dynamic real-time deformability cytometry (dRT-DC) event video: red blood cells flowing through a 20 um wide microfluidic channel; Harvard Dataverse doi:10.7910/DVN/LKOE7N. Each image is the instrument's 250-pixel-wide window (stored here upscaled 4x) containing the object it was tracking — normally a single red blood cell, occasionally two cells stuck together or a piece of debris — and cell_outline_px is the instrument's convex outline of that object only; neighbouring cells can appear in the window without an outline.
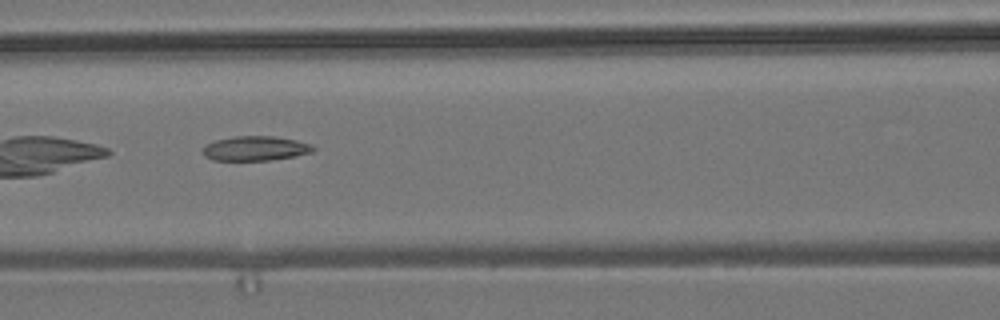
{"species": "common noctule bat (a hibernating species)", "species_latin": "Nyctalus noctula", "temperature_condition": "room temperature", "stored_images_in_passage": 11, "camera_frame_rate_fps": 3000, "um_per_image_px": 0.085, "animal": {"sex": "male", "body_mass_g": 19.2, "forearm_length_mm": 51.8}, "frame": {"image": 1, "passage_image": 7, "time_ms": 7.667, "image_size_px": [1000, 320], "cell_outline_px": [[316, 148], [312, 152], [292, 156], [268, 160], [212, 160], [204, 156], [204, 144], [216, 140], [236, 136], [272, 136], [296, 140], [312, 144]], "centroid_in_image_um": [21.7, 12.61], "position_along_channel_um": 144.9, "area_um2": 15.66}}
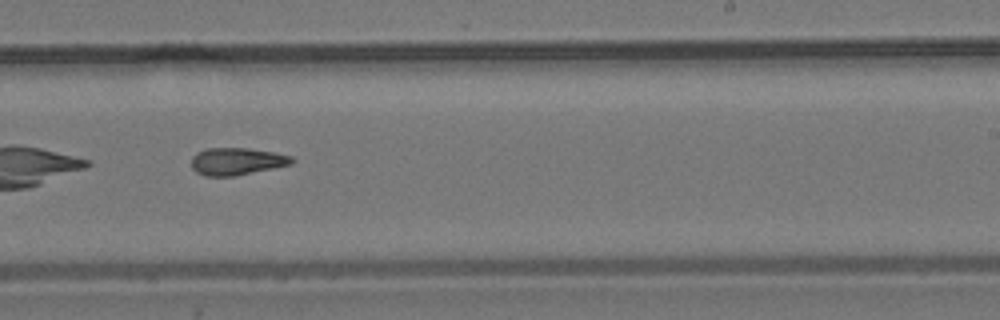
{"frame": {"image": 2, "passage_image": 10, "time_ms": 11.0, "image_size_px": [1000, 320], "cell_outline_px": [[296, 160], [292, 164], [236, 176], [204, 176], [196, 172], [192, 168], [192, 156], [196, 152], [204, 148], [248, 148], [276, 152], [292, 156]], "centroid_in_image_um": [20.14, 13.71], "position_along_channel_um": 268.9, "area_um2": 16.24}}
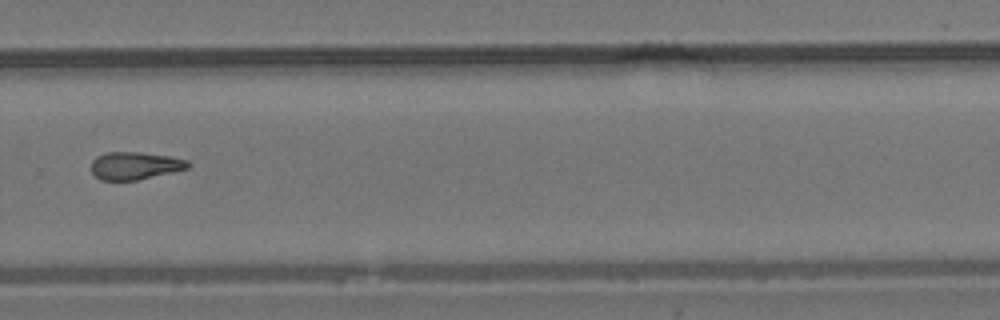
{"frame": {"image": 3, "passage_image": 11, "time_ms": 12.333, "image_size_px": [1000, 320], "cell_outline_px": [[192, 164], [188, 168], [172, 172], [136, 180], [100, 180], [92, 172], [92, 160], [96, 156], [108, 152], [140, 152], [168, 156], [188, 160]], "centroid_in_image_um": [11.47, 14.08], "position_along_channel_um": 318.3, "area_um2": 15.49}}